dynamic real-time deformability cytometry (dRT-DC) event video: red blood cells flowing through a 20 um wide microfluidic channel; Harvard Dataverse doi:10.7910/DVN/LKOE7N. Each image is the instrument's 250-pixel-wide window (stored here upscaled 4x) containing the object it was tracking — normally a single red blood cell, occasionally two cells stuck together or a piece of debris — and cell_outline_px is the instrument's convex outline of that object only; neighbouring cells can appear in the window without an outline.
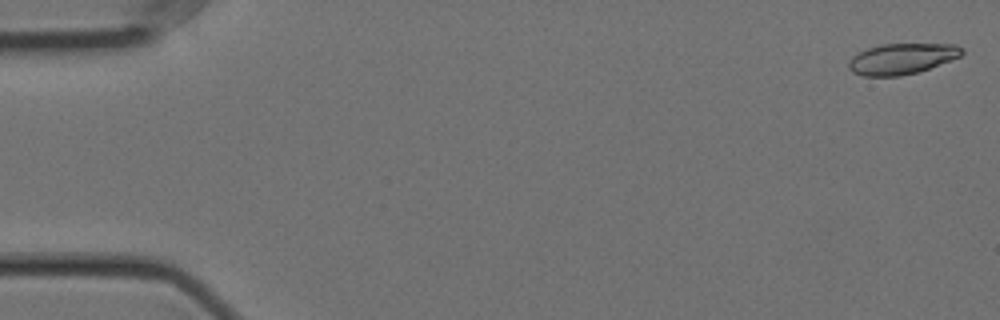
{"species": "Egyptian fruit bat (a non-hibernating species)", "species_latin": "Rousettus aegyptiacus", "temperature_condition": "cold", "stored_images_in_passage": 23, "camera_frame_rate_fps": 3000, "um_per_image_px": 0.085, "animal": {"sex": "female"}, "frame": {"image": 1, "passage_image": 1, "time_ms": 0.0, "image_size_px": [1000, 320], "cell_outline_px": [[964, 52], [960, 56], [920, 72], [900, 76], [864, 76], [852, 72], [848, 68], [848, 64], [852, 56], [868, 48], [884, 44], [956, 44], [964, 48]], "centroid_in_image_um": [76.67, 5.0], "position_along_channel_um": 8.3, "area_um2": 20.35}}
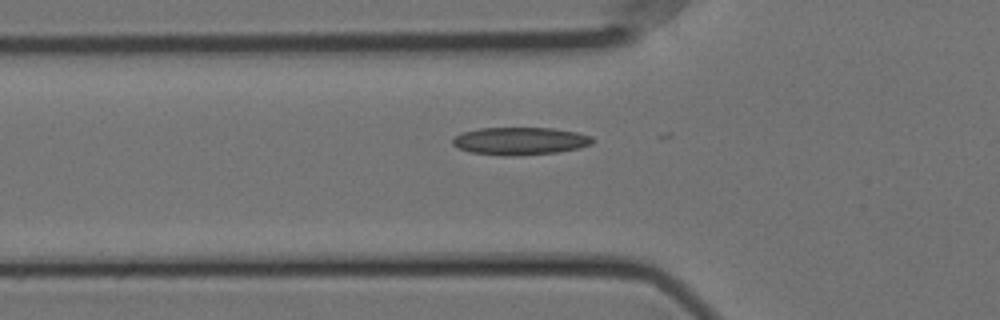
{"frame": {"image": 2, "passage_image": 19, "time_ms": 6.0, "image_size_px": [1000, 320], "cell_outline_px": [[596, 140], [592, 144], [580, 148], [556, 152], [520, 156], [504, 156], [472, 152], [456, 148], [452, 144], [452, 140], [460, 132], [480, 128], [552, 128], [576, 132], [592, 136]], "centroid_in_image_um": [44.21, 11.99], "position_along_channel_um": 81.6, "area_um2": 22.77}}
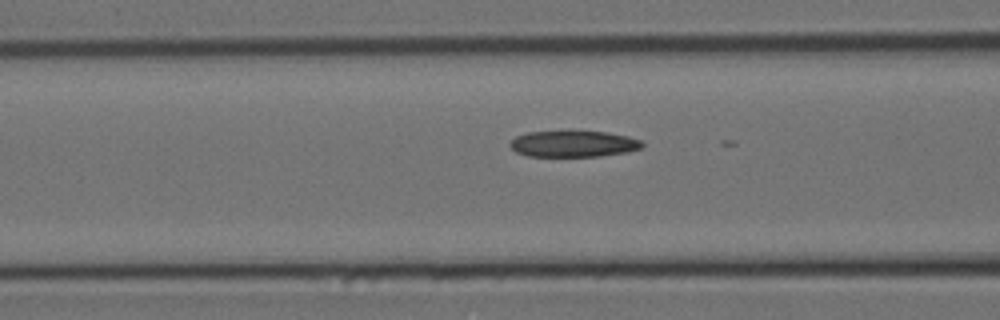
{"frame": {"image": 3, "passage_image": 22, "time_ms": 7.0, "image_size_px": [1000, 320], "cell_outline_px": [[644, 148], [628, 152], [600, 156], [528, 156], [516, 152], [508, 144], [516, 136], [528, 132], [608, 132], [628, 136], [640, 140], [644, 144]], "centroid_in_image_um": [48.78, 12.24], "position_along_channel_um": 117.8, "area_um2": 20.11}}